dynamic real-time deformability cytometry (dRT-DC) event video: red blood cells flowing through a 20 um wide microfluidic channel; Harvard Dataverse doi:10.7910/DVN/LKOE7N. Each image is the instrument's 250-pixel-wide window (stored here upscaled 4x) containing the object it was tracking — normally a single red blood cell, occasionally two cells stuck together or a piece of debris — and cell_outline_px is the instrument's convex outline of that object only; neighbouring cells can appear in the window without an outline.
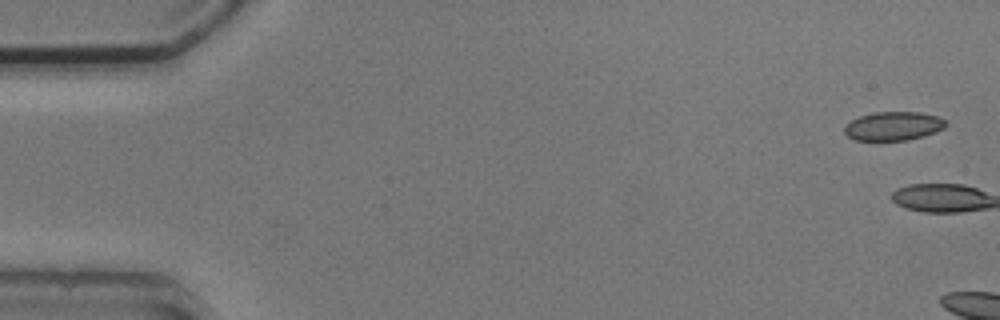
{"species": "common noctule bat (a hibernating species)", "species_latin": "Nyctalus noctula", "temperature_condition": "cold", "stored_images_in_passage": 5, "camera_frame_rate_fps": 3000, "um_per_image_px": 0.085, "animal": {"sex": "male", "body_mass_g": 20.5, "forearm_length_mm": 52.5}, "frame": {"image": 1, "passage_image": 1, "time_ms": 0.0, "image_size_px": [1000, 320], "cell_outline_px": [[948, 124], [944, 128], [936, 132], [924, 136], [908, 140], [856, 140], [848, 136], [844, 132], [844, 128], [852, 120], [860, 116], [872, 112], [920, 112], [940, 116]], "centroid_in_image_um": [75.98, 10.71], "position_along_channel_um": 9.0, "area_um2": 17.05}}